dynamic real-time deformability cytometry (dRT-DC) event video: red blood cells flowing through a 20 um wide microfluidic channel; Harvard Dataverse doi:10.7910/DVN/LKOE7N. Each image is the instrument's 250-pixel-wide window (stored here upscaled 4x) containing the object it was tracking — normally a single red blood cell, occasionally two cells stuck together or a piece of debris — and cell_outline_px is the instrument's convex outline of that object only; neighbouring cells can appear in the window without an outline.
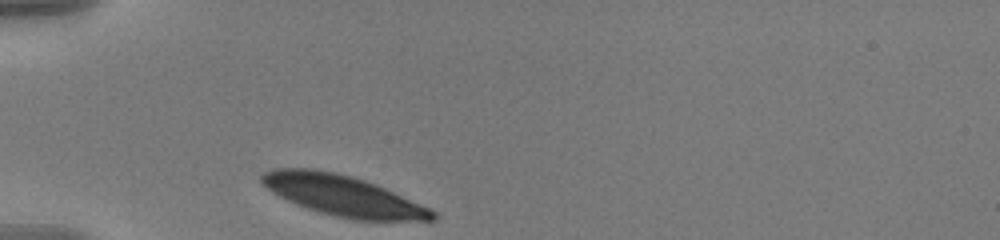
{"species": "human", "species_latin": "Homo sapiens", "temperature_condition": "warm", "stored_images_in_passage": 33, "camera_frame_rate_fps": 3000, "um_per_image_px": 0.085, "donor": {"sex": "male"}, "frame": {"image": 1, "passage_image": 1, "time_ms": 0.0, "image_size_px": [1000, 240], "cell_outline_px": [[436, 220], [352, 220], [320, 212], [296, 204], [272, 192], [260, 184], [260, 176], [264, 172], [272, 168], [312, 168], [336, 172], [352, 176], [376, 184], [428, 208], [436, 212]], "centroid_in_image_um": [29.08, 16.61], "position_along_channel_um": 55.9, "area_um2": 40.17}}
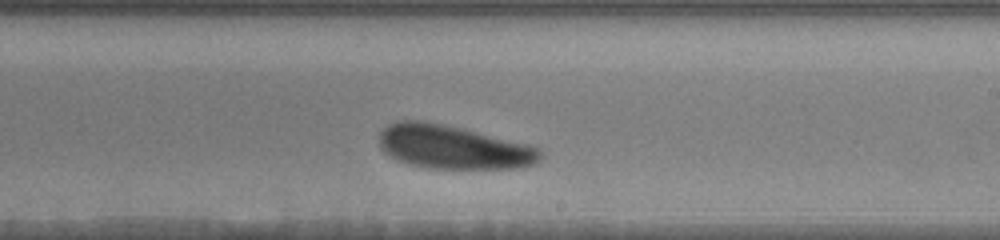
{"frame": {"image": 2, "passage_image": 19, "time_ms": 6.0, "image_size_px": [1000, 240], "cell_outline_px": [[540, 160], [536, 164], [516, 168], [428, 168], [408, 164], [396, 160], [380, 148], [380, 132], [388, 124], [396, 120], [424, 120], [464, 128], [528, 144], [540, 148]], "centroid_in_image_um": [38.5, 12.49], "position_along_channel_um": 250.5, "area_um2": 41.21}}
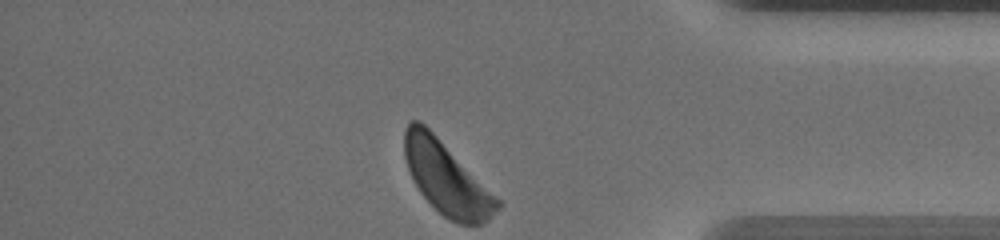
{"frame": {"image": 3, "passage_image": 33, "time_ms": 10.667, "image_size_px": [1000, 240], "cell_outline_px": [[504, 204], [488, 220], [480, 224], [460, 224], [444, 216], [420, 192], [412, 180], [404, 156], [404, 128], [412, 120], [420, 120]], "centroid_in_image_um": [37.94, 15.15], "position_along_channel_um": 397.3, "area_um2": 38.55}, "authors_computed_cell_mechanics": {"area_um2": 41.5582, "velocity_mm_per_s": 3.5158, "shape_relaxation_time_tau1_ms": 2.6518, "shape_relaxation_time_tau2_ms": null, "deformation_change_tau1": 0.1213, "deformation_change_tau2": null}}